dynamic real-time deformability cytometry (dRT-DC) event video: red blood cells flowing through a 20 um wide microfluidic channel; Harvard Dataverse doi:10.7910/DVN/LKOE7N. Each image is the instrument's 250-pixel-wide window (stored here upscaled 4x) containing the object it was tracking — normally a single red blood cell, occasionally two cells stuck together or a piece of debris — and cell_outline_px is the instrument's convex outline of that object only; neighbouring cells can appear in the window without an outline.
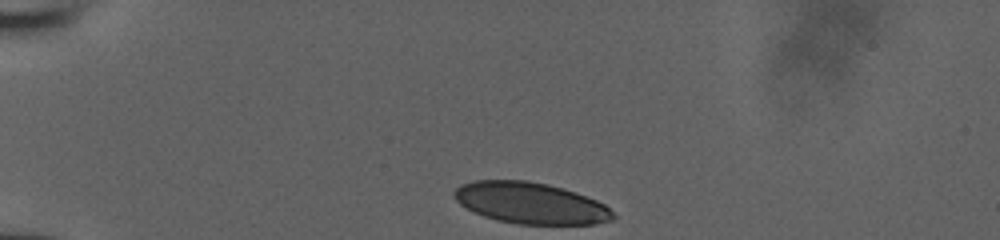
{"species": "human", "species_latin": "Homo sapiens", "temperature_condition": "room temperature", "stored_images_in_passage": 32, "camera_frame_rate_fps": 3000, "um_per_image_px": 0.085, "donor": {"sex": "male"}, "frame": {"image": 1, "passage_image": 1, "time_ms": 0.0, "image_size_px": [1000, 240], "cell_outline_px": [[616, 216], [612, 220], [592, 224], [516, 224], [496, 220], [472, 212], [460, 204], [452, 196], [452, 192], [460, 184], [472, 180], [528, 180], [548, 184], [576, 192], [596, 200], [604, 204]], "centroid_in_image_um": [45.04, 17.25], "position_along_channel_um": 40.0, "area_um2": 38.49}}
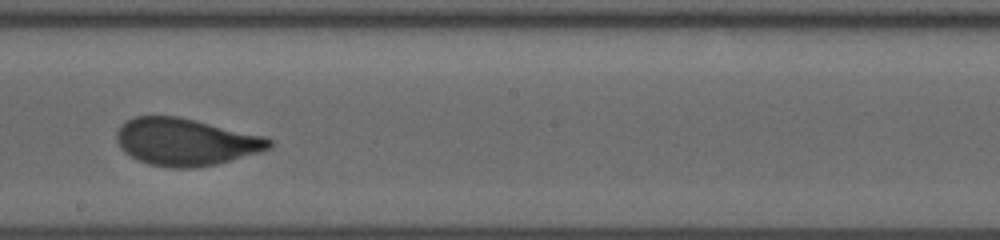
{"frame": {"image": 2, "passage_image": 19, "time_ms": 6.0, "image_size_px": [1000, 240], "cell_outline_px": [[272, 148], [260, 152], [216, 164], [192, 168], [168, 168], [148, 164], [124, 152], [120, 148], [116, 140], [116, 132], [128, 120], [136, 116], [176, 116], [264, 136], [272, 140]], "centroid_in_image_um": [15.78, 12.07], "position_along_channel_um": 232.4, "area_um2": 41.67}}
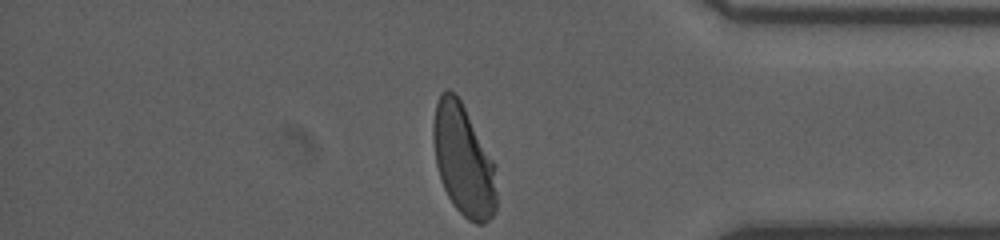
{"frame": {"image": 3, "passage_image": 32, "time_ms": 10.333, "image_size_px": [1000, 240], "cell_outline_px": [[496, 208], [492, 216], [484, 224], [476, 224], [468, 220], [452, 204], [440, 180], [436, 164], [432, 140], [432, 124], [436, 104], [440, 92], [448, 88], [460, 100], [492, 160], [496, 192]], "centroid_in_image_um": [39.34, 13.64], "position_along_channel_um": 395.9, "area_um2": 40.52}}